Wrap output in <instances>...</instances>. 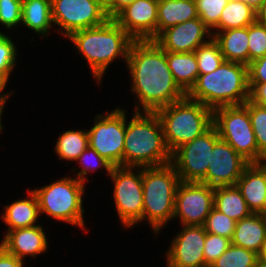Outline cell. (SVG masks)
Listing matches in <instances>:
<instances>
[{
    "label": "cell",
    "instance_id": "cell-27",
    "mask_svg": "<svg viewBox=\"0 0 266 267\" xmlns=\"http://www.w3.org/2000/svg\"><path fill=\"white\" fill-rule=\"evenodd\" d=\"M256 21V10L241 0H229L224 7L218 25L211 32L212 36L218 31L232 28L248 27Z\"/></svg>",
    "mask_w": 266,
    "mask_h": 267
},
{
    "label": "cell",
    "instance_id": "cell-6",
    "mask_svg": "<svg viewBox=\"0 0 266 267\" xmlns=\"http://www.w3.org/2000/svg\"><path fill=\"white\" fill-rule=\"evenodd\" d=\"M171 153L202 135L213 125V110L187 96L155 112Z\"/></svg>",
    "mask_w": 266,
    "mask_h": 267
},
{
    "label": "cell",
    "instance_id": "cell-38",
    "mask_svg": "<svg viewBox=\"0 0 266 267\" xmlns=\"http://www.w3.org/2000/svg\"><path fill=\"white\" fill-rule=\"evenodd\" d=\"M22 0H0V23L8 29L22 22Z\"/></svg>",
    "mask_w": 266,
    "mask_h": 267
},
{
    "label": "cell",
    "instance_id": "cell-17",
    "mask_svg": "<svg viewBox=\"0 0 266 267\" xmlns=\"http://www.w3.org/2000/svg\"><path fill=\"white\" fill-rule=\"evenodd\" d=\"M212 37L211 30L198 17L163 30L154 41L164 51L194 52L199 46L208 43Z\"/></svg>",
    "mask_w": 266,
    "mask_h": 267
},
{
    "label": "cell",
    "instance_id": "cell-23",
    "mask_svg": "<svg viewBox=\"0 0 266 267\" xmlns=\"http://www.w3.org/2000/svg\"><path fill=\"white\" fill-rule=\"evenodd\" d=\"M28 192V198L17 200L5 206L4 214L1 215V218L8 225V231L36 225L35 222L41 215L40 208L34 192L32 190H28Z\"/></svg>",
    "mask_w": 266,
    "mask_h": 267
},
{
    "label": "cell",
    "instance_id": "cell-42",
    "mask_svg": "<svg viewBox=\"0 0 266 267\" xmlns=\"http://www.w3.org/2000/svg\"><path fill=\"white\" fill-rule=\"evenodd\" d=\"M99 5L106 11L109 18H114V0H96Z\"/></svg>",
    "mask_w": 266,
    "mask_h": 267
},
{
    "label": "cell",
    "instance_id": "cell-19",
    "mask_svg": "<svg viewBox=\"0 0 266 267\" xmlns=\"http://www.w3.org/2000/svg\"><path fill=\"white\" fill-rule=\"evenodd\" d=\"M235 185L248 208L252 213H257L266 196V162L248 164Z\"/></svg>",
    "mask_w": 266,
    "mask_h": 267
},
{
    "label": "cell",
    "instance_id": "cell-36",
    "mask_svg": "<svg viewBox=\"0 0 266 267\" xmlns=\"http://www.w3.org/2000/svg\"><path fill=\"white\" fill-rule=\"evenodd\" d=\"M16 45L5 33L0 35V76L7 82L16 64Z\"/></svg>",
    "mask_w": 266,
    "mask_h": 267
},
{
    "label": "cell",
    "instance_id": "cell-28",
    "mask_svg": "<svg viewBox=\"0 0 266 267\" xmlns=\"http://www.w3.org/2000/svg\"><path fill=\"white\" fill-rule=\"evenodd\" d=\"M88 146V133L86 130H68L59 135L55 151L60 160L77 161L80 154Z\"/></svg>",
    "mask_w": 266,
    "mask_h": 267
},
{
    "label": "cell",
    "instance_id": "cell-21",
    "mask_svg": "<svg viewBox=\"0 0 266 267\" xmlns=\"http://www.w3.org/2000/svg\"><path fill=\"white\" fill-rule=\"evenodd\" d=\"M212 38L219 45L225 61L249 65L248 27L218 31Z\"/></svg>",
    "mask_w": 266,
    "mask_h": 267
},
{
    "label": "cell",
    "instance_id": "cell-32",
    "mask_svg": "<svg viewBox=\"0 0 266 267\" xmlns=\"http://www.w3.org/2000/svg\"><path fill=\"white\" fill-rule=\"evenodd\" d=\"M235 225V220L213 208L210 211V214L206 217L203 227L206 233H212L232 239Z\"/></svg>",
    "mask_w": 266,
    "mask_h": 267
},
{
    "label": "cell",
    "instance_id": "cell-8",
    "mask_svg": "<svg viewBox=\"0 0 266 267\" xmlns=\"http://www.w3.org/2000/svg\"><path fill=\"white\" fill-rule=\"evenodd\" d=\"M213 125L219 138L226 141L249 164L266 162V157L258 150L249 111L244 105L214 109Z\"/></svg>",
    "mask_w": 266,
    "mask_h": 267
},
{
    "label": "cell",
    "instance_id": "cell-41",
    "mask_svg": "<svg viewBox=\"0 0 266 267\" xmlns=\"http://www.w3.org/2000/svg\"><path fill=\"white\" fill-rule=\"evenodd\" d=\"M24 260H20L13 254L7 252L0 245V267H24Z\"/></svg>",
    "mask_w": 266,
    "mask_h": 267
},
{
    "label": "cell",
    "instance_id": "cell-45",
    "mask_svg": "<svg viewBox=\"0 0 266 267\" xmlns=\"http://www.w3.org/2000/svg\"><path fill=\"white\" fill-rule=\"evenodd\" d=\"M6 85H7V81L3 77L0 76V103H6L8 98L11 96V93L1 95Z\"/></svg>",
    "mask_w": 266,
    "mask_h": 267
},
{
    "label": "cell",
    "instance_id": "cell-34",
    "mask_svg": "<svg viewBox=\"0 0 266 267\" xmlns=\"http://www.w3.org/2000/svg\"><path fill=\"white\" fill-rule=\"evenodd\" d=\"M228 1L229 0H196L198 16L211 32H214V28L218 25L222 11Z\"/></svg>",
    "mask_w": 266,
    "mask_h": 267
},
{
    "label": "cell",
    "instance_id": "cell-22",
    "mask_svg": "<svg viewBox=\"0 0 266 267\" xmlns=\"http://www.w3.org/2000/svg\"><path fill=\"white\" fill-rule=\"evenodd\" d=\"M198 17L196 0H158L157 36L169 27Z\"/></svg>",
    "mask_w": 266,
    "mask_h": 267
},
{
    "label": "cell",
    "instance_id": "cell-35",
    "mask_svg": "<svg viewBox=\"0 0 266 267\" xmlns=\"http://www.w3.org/2000/svg\"><path fill=\"white\" fill-rule=\"evenodd\" d=\"M93 158H92V157ZM94 159L93 161H91L92 159ZM91 159V160H90ZM77 162H80L79 164H81L82 169L76 174V178L79 179L82 182H86V175H88L87 173L89 171H94L98 168H100L101 166L103 167V169H105L108 174L111 173L112 169H113V165L108 162L105 158H103L102 156L99 155V153L97 151H95L93 148H91L90 146H88L79 156ZM94 164H93V163Z\"/></svg>",
    "mask_w": 266,
    "mask_h": 267
},
{
    "label": "cell",
    "instance_id": "cell-31",
    "mask_svg": "<svg viewBox=\"0 0 266 267\" xmlns=\"http://www.w3.org/2000/svg\"><path fill=\"white\" fill-rule=\"evenodd\" d=\"M243 105L249 111L258 150L266 157V107L257 105L250 100Z\"/></svg>",
    "mask_w": 266,
    "mask_h": 267
},
{
    "label": "cell",
    "instance_id": "cell-39",
    "mask_svg": "<svg viewBox=\"0 0 266 267\" xmlns=\"http://www.w3.org/2000/svg\"><path fill=\"white\" fill-rule=\"evenodd\" d=\"M249 83H266V56L248 65Z\"/></svg>",
    "mask_w": 266,
    "mask_h": 267
},
{
    "label": "cell",
    "instance_id": "cell-7",
    "mask_svg": "<svg viewBox=\"0 0 266 267\" xmlns=\"http://www.w3.org/2000/svg\"><path fill=\"white\" fill-rule=\"evenodd\" d=\"M84 182L77 178L64 177L40 189L32 190L36 195L40 214L53 219L84 227L83 197Z\"/></svg>",
    "mask_w": 266,
    "mask_h": 267
},
{
    "label": "cell",
    "instance_id": "cell-4",
    "mask_svg": "<svg viewBox=\"0 0 266 267\" xmlns=\"http://www.w3.org/2000/svg\"><path fill=\"white\" fill-rule=\"evenodd\" d=\"M67 38L74 43L77 52L86 58L98 83L117 57L121 56L127 61L129 48L134 41L113 18L100 26L75 31Z\"/></svg>",
    "mask_w": 266,
    "mask_h": 267
},
{
    "label": "cell",
    "instance_id": "cell-49",
    "mask_svg": "<svg viewBox=\"0 0 266 267\" xmlns=\"http://www.w3.org/2000/svg\"><path fill=\"white\" fill-rule=\"evenodd\" d=\"M5 104H6V103H0V132L3 130V128H2V124H1V123H2V122H1V121H2L1 118H2V112L4 111L3 109H4Z\"/></svg>",
    "mask_w": 266,
    "mask_h": 267
},
{
    "label": "cell",
    "instance_id": "cell-10",
    "mask_svg": "<svg viewBox=\"0 0 266 267\" xmlns=\"http://www.w3.org/2000/svg\"><path fill=\"white\" fill-rule=\"evenodd\" d=\"M113 167L109 176L114 182L113 197L120 221L130 228L143 216L142 167Z\"/></svg>",
    "mask_w": 266,
    "mask_h": 267
},
{
    "label": "cell",
    "instance_id": "cell-3",
    "mask_svg": "<svg viewBox=\"0 0 266 267\" xmlns=\"http://www.w3.org/2000/svg\"><path fill=\"white\" fill-rule=\"evenodd\" d=\"M248 66L224 61L215 71L199 74L186 96L214 110L243 105L249 100Z\"/></svg>",
    "mask_w": 266,
    "mask_h": 267
},
{
    "label": "cell",
    "instance_id": "cell-47",
    "mask_svg": "<svg viewBox=\"0 0 266 267\" xmlns=\"http://www.w3.org/2000/svg\"><path fill=\"white\" fill-rule=\"evenodd\" d=\"M247 5L251 6L254 10H257L264 0H241Z\"/></svg>",
    "mask_w": 266,
    "mask_h": 267
},
{
    "label": "cell",
    "instance_id": "cell-30",
    "mask_svg": "<svg viewBox=\"0 0 266 267\" xmlns=\"http://www.w3.org/2000/svg\"><path fill=\"white\" fill-rule=\"evenodd\" d=\"M199 74L215 71L224 61L219 45L212 38L208 43L199 46L195 51Z\"/></svg>",
    "mask_w": 266,
    "mask_h": 267
},
{
    "label": "cell",
    "instance_id": "cell-20",
    "mask_svg": "<svg viewBox=\"0 0 266 267\" xmlns=\"http://www.w3.org/2000/svg\"><path fill=\"white\" fill-rule=\"evenodd\" d=\"M265 239L266 218L258 213H251L236 222L231 244L259 254Z\"/></svg>",
    "mask_w": 266,
    "mask_h": 267
},
{
    "label": "cell",
    "instance_id": "cell-16",
    "mask_svg": "<svg viewBox=\"0 0 266 267\" xmlns=\"http://www.w3.org/2000/svg\"><path fill=\"white\" fill-rule=\"evenodd\" d=\"M158 0H136L113 19L134 39L157 37Z\"/></svg>",
    "mask_w": 266,
    "mask_h": 267
},
{
    "label": "cell",
    "instance_id": "cell-33",
    "mask_svg": "<svg viewBox=\"0 0 266 267\" xmlns=\"http://www.w3.org/2000/svg\"><path fill=\"white\" fill-rule=\"evenodd\" d=\"M249 64L266 56V24L255 21L248 26Z\"/></svg>",
    "mask_w": 266,
    "mask_h": 267
},
{
    "label": "cell",
    "instance_id": "cell-26",
    "mask_svg": "<svg viewBox=\"0 0 266 267\" xmlns=\"http://www.w3.org/2000/svg\"><path fill=\"white\" fill-rule=\"evenodd\" d=\"M22 22L24 26L38 35L48 34L53 21L51 17V0H22ZM50 28V29H49Z\"/></svg>",
    "mask_w": 266,
    "mask_h": 267
},
{
    "label": "cell",
    "instance_id": "cell-43",
    "mask_svg": "<svg viewBox=\"0 0 266 267\" xmlns=\"http://www.w3.org/2000/svg\"><path fill=\"white\" fill-rule=\"evenodd\" d=\"M256 21L266 24V0H264L261 6L256 10Z\"/></svg>",
    "mask_w": 266,
    "mask_h": 267
},
{
    "label": "cell",
    "instance_id": "cell-24",
    "mask_svg": "<svg viewBox=\"0 0 266 267\" xmlns=\"http://www.w3.org/2000/svg\"><path fill=\"white\" fill-rule=\"evenodd\" d=\"M166 58L176 84L187 94L199 76L195 52L166 51Z\"/></svg>",
    "mask_w": 266,
    "mask_h": 267
},
{
    "label": "cell",
    "instance_id": "cell-18",
    "mask_svg": "<svg viewBox=\"0 0 266 267\" xmlns=\"http://www.w3.org/2000/svg\"><path fill=\"white\" fill-rule=\"evenodd\" d=\"M47 243L44 229L40 224H37L7 231L0 245L7 252L23 260L27 255L35 258L36 255L46 252Z\"/></svg>",
    "mask_w": 266,
    "mask_h": 267
},
{
    "label": "cell",
    "instance_id": "cell-46",
    "mask_svg": "<svg viewBox=\"0 0 266 267\" xmlns=\"http://www.w3.org/2000/svg\"><path fill=\"white\" fill-rule=\"evenodd\" d=\"M258 262L260 267H266V239L263 243L261 251L258 254Z\"/></svg>",
    "mask_w": 266,
    "mask_h": 267
},
{
    "label": "cell",
    "instance_id": "cell-37",
    "mask_svg": "<svg viewBox=\"0 0 266 267\" xmlns=\"http://www.w3.org/2000/svg\"><path fill=\"white\" fill-rule=\"evenodd\" d=\"M230 245L231 239L212 233H206L203 250L205 267L210 266L214 261H216Z\"/></svg>",
    "mask_w": 266,
    "mask_h": 267
},
{
    "label": "cell",
    "instance_id": "cell-2",
    "mask_svg": "<svg viewBox=\"0 0 266 267\" xmlns=\"http://www.w3.org/2000/svg\"><path fill=\"white\" fill-rule=\"evenodd\" d=\"M162 123L155 112H135L126 123L123 167H158L170 164Z\"/></svg>",
    "mask_w": 266,
    "mask_h": 267
},
{
    "label": "cell",
    "instance_id": "cell-12",
    "mask_svg": "<svg viewBox=\"0 0 266 267\" xmlns=\"http://www.w3.org/2000/svg\"><path fill=\"white\" fill-rule=\"evenodd\" d=\"M51 17L66 37L81 29L100 26L109 19L96 0H51Z\"/></svg>",
    "mask_w": 266,
    "mask_h": 267
},
{
    "label": "cell",
    "instance_id": "cell-1",
    "mask_svg": "<svg viewBox=\"0 0 266 267\" xmlns=\"http://www.w3.org/2000/svg\"><path fill=\"white\" fill-rule=\"evenodd\" d=\"M126 63L133 82L131 91L142 107L137 103L134 112H156L186 96L168 67L166 51L154 40H134Z\"/></svg>",
    "mask_w": 266,
    "mask_h": 267
},
{
    "label": "cell",
    "instance_id": "cell-11",
    "mask_svg": "<svg viewBox=\"0 0 266 267\" xmlns=\"http://www.w3.org/2000/svg\"><path fill=\"white\" fill-rule=\"evenodd\" d=\"M219 134L214 125L172 153L171 164L183 182H200L207 173L208 164Z\"/></svg>",
    "mask_w": 266,
    "mask_h": 267
},
{
    "label": "cell",
    "instance_id": "cell-9",
    "mask_svg": "<svg viewBox=\"0 0 266 267\" xmlns=\"http://www.w3.org/2000/svg\"><path fill=\"white\" fill-rule=\"evenodd\" d=\"M105 114H98L94 126L87 130L88 144L114 167L123 166L126 112L116 108Z\"/></svg>",
    "mask_w": 266,
    "mask_h": 267
},
{
    "label": "cell",
    "instance_id": "cell-29",
    "mask_svg": "<svg viewBox=\"0 0 266 267\" xmlns=\"http://www.w3.org/2000/svg\"><path fill=\"white\" fill-rule=\"evenodd\" d=\"M210 267H260L258 254L231 244Z\"/></svg>",
    "mask_w": 266,
    "mask_h": 267
},
{
    "label": "cell",
    "instance_id": "cell-40",
    "mask_svg": "<svg viewBox=\"0 0 266 267\" xmlns=\"http://www.w3.org/2000/svg\"><path fill=\"white\" fill-rule=\"evenodd\" d=\"M249 100L266 107V83H249Z\"/></svg>",
    "mask_w": 266,
    "mask_h": 267
},
{
    "label": "cell",
    "instance_id": "cell-15",
    "mask_svg": "<svg viewBox=\"0 0 266 267\" xmlns=\"http://www.w3.org/2000/svg\"><path fill=\"white\" fill-rule=\"evenodd\" d=\"M167 251V267H205L203 226L183 225Z\"/></svg>",
    "mask_w": 266,
    "mask_h": 267
},
{
    "label": "cell",
    "instance_id": "cell-13",
    "mask_svg": "<svg viewBox=\"0 0 266 267\" xmlns=\"http://www.w3.org/2000/svg\"><path fill=\"white\" fill-rule=\"evenodd\" d=\"M214 208V188L201 182L181 181L175 197L174 217L182 225L203 226Z\"/></svg>",
    "mask_w": 266,
    "mask_h": 267
},
{
    "label": "cell",
    "instance_id": "cell-14",
    "mask_svg": "<svg viewBox=\"0 0 266 267\" xmlns=\"http://www.w3.org/2000/svg\"><path fill=\"white\" fill-rule=\"evenodd\" d=\"M248 164L220 138L213 147L206 176L200 182L213 188L235 185Z\"/></svg>",
    "mask_w": 266,
    "mask_h": 267
},
{
    "label": "cell",
    "instance_id": "cell-48",
    "mask_svg": "<svg viewBox=\"0 0 266 267\" xmlns=\"http://www.w3.org/2000/svg\"><path fill=\"white\" fill-rule=\"evenodd\" d=\"M257 213L260 214L262 217L266 218V196L262 208Z\"/></svg>",
    "mask_w": 266,
    "mask_h": 267
},
{
    "label": "cell",
    "instance_id": "cell-44",
    "mask_svg": "<svg viewBox=\"0 0 266 267\" xmlns=\"http://www.w3.org/2000/svg\"><path fill=\"white\" fill-rule=\"evenodd\" d=\"M136 0H114V17L127 5L132 4Z\"/></svg>",
    "mask_w": 266,
    "mask_h": 267
},
{
    "label": "cell",
    "instance_id": "cell-25",
    "mask_svg": "<svg viewBox=\"0 0 266 267\" xmlns=\"http://www.w3.org/2000/svg\"><path fill=\"white\" fill-rule=\"evenodd\" d=\"M214 208L236 222L252 213L236 185L214 188Z\"/></svg>",
    "mask_w": 266,
    "mask_h": 267
},
{
    "label": "cell",
    "instance_id": "cell-5",
    "mask_svg": "<svg viewBox=\"0 0 266 267\" xmlns=\"http://www.w3.org/2000/svg\"><path fill=\"white\" fill-rule=\"evenodd\" d=\"M181 180L170 163L158 167H142L143 216L157 234L174 217L176 191Z\"/></svg>",
    "mask_w": 266,
    "mask_h": 267
}]
</instances>
